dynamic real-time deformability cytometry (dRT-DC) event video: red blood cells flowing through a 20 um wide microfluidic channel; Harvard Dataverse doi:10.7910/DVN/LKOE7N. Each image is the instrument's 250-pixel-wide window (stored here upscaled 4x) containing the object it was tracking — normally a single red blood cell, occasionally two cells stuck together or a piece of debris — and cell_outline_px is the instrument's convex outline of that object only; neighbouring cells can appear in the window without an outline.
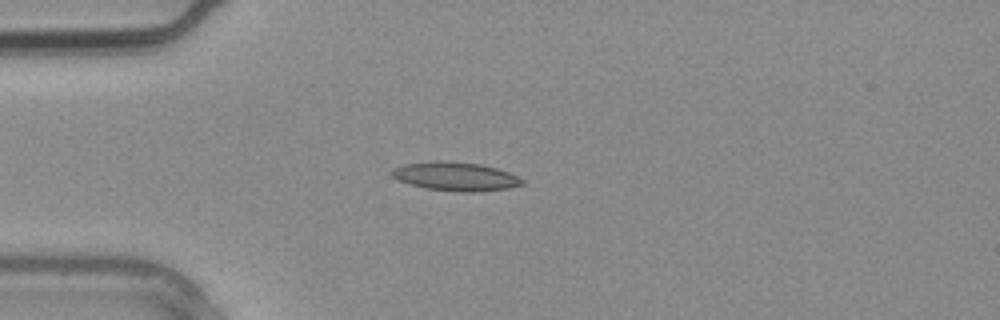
{"species": "common noctule bat (a hibernating species)", "species_latin": "Nyctalus noctula", "temperature_condition": "warm", "stored_images_in_passage": 3, "camera_frame_rate_fps": 3000, "um_per_image_px": 0.085, "animal": {"sex": "male", "body_mass_g": 20.4}, "frame": {"image": 1, "passage_image": 2, "time_ms": 0.333, "image_size_px": [1000, 320], "cell_outline_px": [[524, 184], [508, 188], [476, 192], [460, 192], [424, 188], [396, 180], [388, 172], [392, 168], [404, 164], [444, 160], [480, 164], [496, 168], [508, 172], [524, 180]], "centroid_in_image_um": [38.67, 15.0], "position_along_channel_um": 46.3, "area_um2": 21.91}}